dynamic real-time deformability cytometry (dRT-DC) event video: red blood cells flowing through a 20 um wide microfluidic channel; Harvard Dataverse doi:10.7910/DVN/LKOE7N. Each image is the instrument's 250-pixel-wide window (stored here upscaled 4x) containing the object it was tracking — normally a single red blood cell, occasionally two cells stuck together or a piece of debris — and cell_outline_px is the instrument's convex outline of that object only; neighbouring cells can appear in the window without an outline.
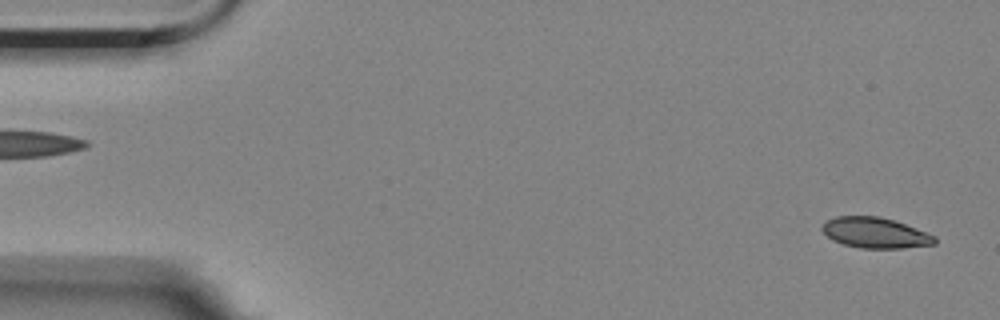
{"species": "Egyptian fruit bat (a non-hibernating species)", "species_latin": "Rousettus aegyptiacus", "temperature_condition": "room temperature", "stored_images_in_passage": 2, "segment_of_instrument_passage": [2, 2], "camera_frame_rate_fps": 3000, "um_per_image_px": 0.085, "animal": {"sex": "female"}, "frame": {"image": 1, "passage_image": 2, "time_ms": 1.333, "image_size_px": [1000, 320], "cell_outline_px": [[936, 244], [900, 248], [860, 248], [844, 244], [832, 240], [820, 228], [828, 220], [836, 216], [880, 216], [904, 224], [936, 236]], "centroid_in_image_um": [74.39, 19.79], "position_along_channel_um": 10.6, "area_um2": 19.83}}